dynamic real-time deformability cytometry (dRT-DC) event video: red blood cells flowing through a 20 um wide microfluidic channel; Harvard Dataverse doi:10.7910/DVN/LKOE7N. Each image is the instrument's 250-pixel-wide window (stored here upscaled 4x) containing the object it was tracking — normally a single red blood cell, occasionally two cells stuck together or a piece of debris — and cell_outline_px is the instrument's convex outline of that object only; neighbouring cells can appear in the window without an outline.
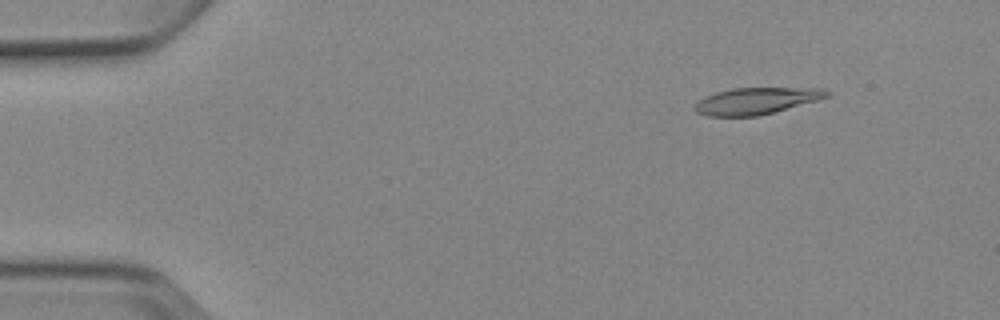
{"species": "Egyptian fruit bat (a non-hibernating species)", "species_latin": "Rousettus aegyptiacus", "temperature_condition": "cold", "stored_images_in_passage": 5, "camera_frame_rate_fps": 3000, "um_per_image_px": 0.085, "animal": {"sex": "female"}, "frame": {"image": 1, "passage_image": 2, "time_ms": 1.667, "image_size_px": [1000, 320], "cell_outline_px": [[832, 92], [828, 96], [816, 100], [772, 112], [756, 116], [708, 116], [696, 112], [692, 108], [700, 100], [716, 92], [732, 88], [824, 88]], "centroid_in_image_um": [64.28, 8.57], "position_along_channel_um": 20.7, "area_um2": 20.17}}
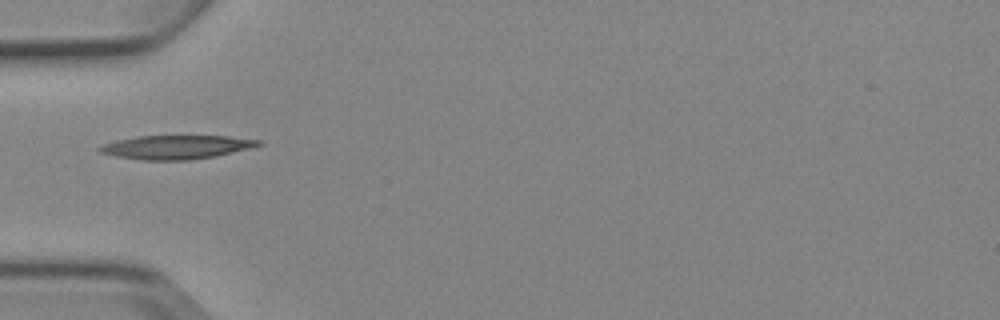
{"frame": {"image": 2, "passage_image": 5, "time_ms": 5.333, "image_size_px": [1000, 320], "cell_outline_px": [[264, 144], [216, 156], [188, 160], [144, 160], [116, 156], [100, 152], [96, 148], [104, 144], [116, 140], [136, 136], [228, 136], [260, 140]], "centroid_in_image_um": [14.97, 12.5], "position_along_channel_um": 70.0, "area_um2": 21.85}}